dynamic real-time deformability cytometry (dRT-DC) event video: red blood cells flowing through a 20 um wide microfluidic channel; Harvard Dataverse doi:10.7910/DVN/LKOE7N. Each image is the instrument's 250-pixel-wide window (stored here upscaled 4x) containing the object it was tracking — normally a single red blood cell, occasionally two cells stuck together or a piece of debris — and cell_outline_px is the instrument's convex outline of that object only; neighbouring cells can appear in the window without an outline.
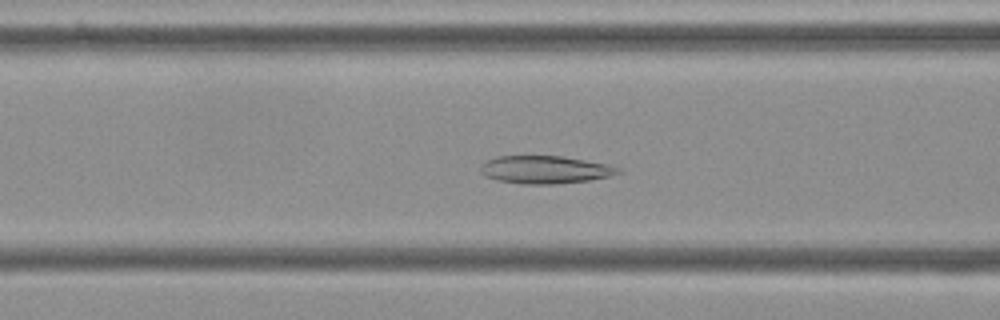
{"species": "Egyptian fruit bat (a non-hibernating species)", "species_latin": "Rousettus aegyptiacus", "temperature_condition": "cold", "stored_images_in_passage": 57, "camera_frame_rate_fps": 3000, "um_per_image_px": 0.085, "frame": {"image": 1, "passage_image": 22, "time_ms": 7.0, "image_size_px": [1000, 320], "cell_outline_px": [[624, 172], [608, 176], [588, 180], [556, 184], [520, 184], [500, 180], [484, 176], [480, 172], [480, 164], [484, 160], [496, 156], [560, 156], [608, 164], [620, 168]], "centroid_in_image_um": [46.29, 14.42], "position_along_channel_um": 120.3, "area_um2": 22.37}}
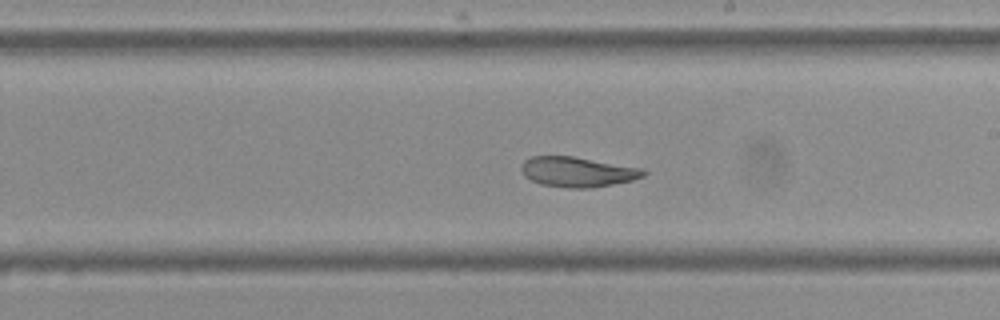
{"frame": {"image": 2, "passage_image": 32, "time_ms": 10.333, "image_size_px": [1000, 320], "cell_outline_px": [[648, 172], [644, 176], [632, 180], [612, 184], [588, 188], [568, 188], [540, 184], [524, 176], [520, 168], [520, 164], [524, 160], [532, 156], [572, 156], [644, 168]], "centroid_in_image_um": [49.08, 14.6], "position_along_channel_um": 239.9, "area_um2": 21.5}}
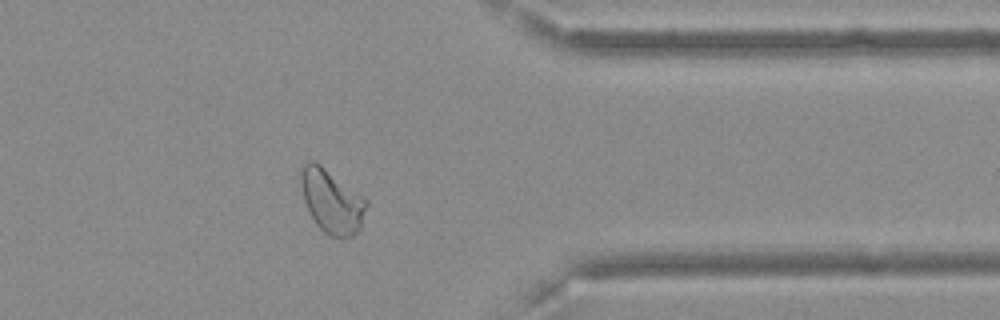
{"frame": {"image": 3, "passage_image": 45, "time_ms": 14.667, "image_size_px": [1000, 320], "cell_outline_px": [[368, 204], [360, 228], [352, 236], [344, 240], [332, 236], [324, 232], [316, 224], [304, 200], [300, 184], [300, 168], [308, 160], [312, 160], [320, 164], [368, 200]], "centroid_in_image_um": [28.2, 17.11], "position_along_channel_um": 383.2, "area_um2": 24.33}, "authors_computed_cell_mechanics": {"area_um2": 24.9696, "velocity_mm_per_s": 3.5902, "shape_relaxation_time_tau1_ms": null, "shape_relaxation_time_tau2_ms": 3.3209, "deformation_change_tau1": null, "deformation_change_tau2": 0.0681}}